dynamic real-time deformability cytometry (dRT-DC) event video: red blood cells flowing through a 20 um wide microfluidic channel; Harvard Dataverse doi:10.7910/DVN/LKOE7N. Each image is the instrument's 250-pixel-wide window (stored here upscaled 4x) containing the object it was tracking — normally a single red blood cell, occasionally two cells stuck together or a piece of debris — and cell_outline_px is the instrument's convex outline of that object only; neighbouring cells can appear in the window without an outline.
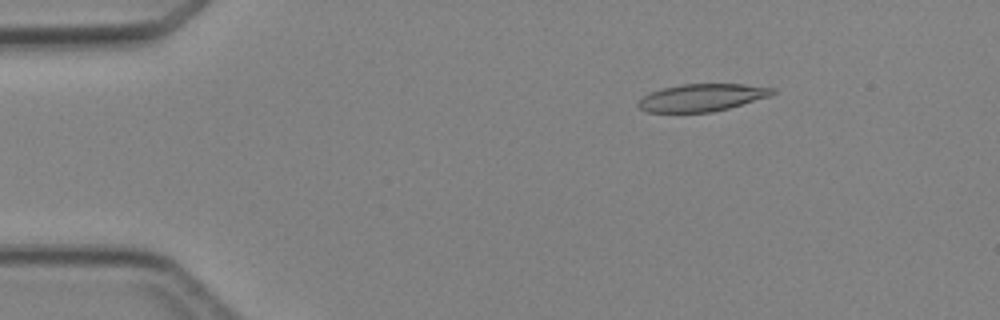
{"species": "Egyptian fruit bat (a non-hibernating species)", "species_latin": "Rousettus aegyptiacus", "temperature_condition": "cold", "stored_images_in_passage": 3, "camera_frame_rate_fps": 3000, "um_per_image_px": 0.085, "animal": {"sex": "female"}, "frame": {"image": 1, "passage_image": 2, "time_ms": 1.0, "image_size_px": [1000, 320], "cell_outline_px": [[776, 92], [768, 96], [728, 108], [712, 112], [648, 112], [640, 108], [636, 104], [644, 96], [652, 92], [664, 88], [680, 84], [744, 84], [776, 88]], "centroid_in_image_um": [59.67, 8.29], "position_along_channel_um": 25.3, "area_um2": 21.15}}